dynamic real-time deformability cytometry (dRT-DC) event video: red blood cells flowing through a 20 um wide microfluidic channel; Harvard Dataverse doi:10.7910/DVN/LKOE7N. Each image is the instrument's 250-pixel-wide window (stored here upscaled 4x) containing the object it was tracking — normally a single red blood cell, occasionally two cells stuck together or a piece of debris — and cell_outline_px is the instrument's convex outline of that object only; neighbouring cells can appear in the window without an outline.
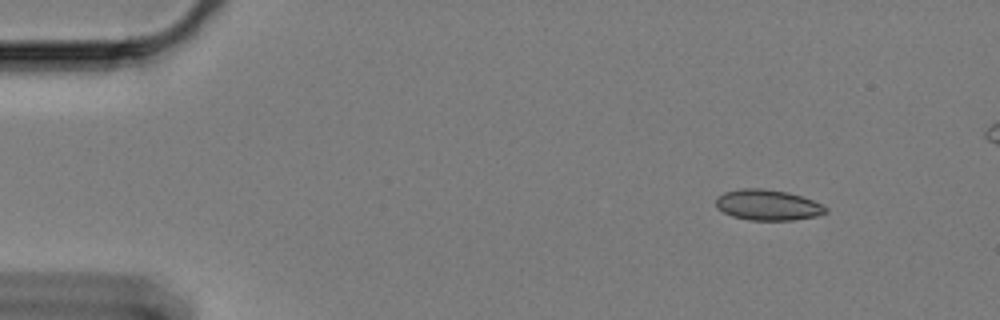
{"species": "Egyptian fruit bat (a non-hibernating species)", "species_latin": "Rousettus aegyptiacus", "temperature_condition": "cold", "stored_images_in_passage": 57, "camera_frame_rate_fps": 3000, "um_per_image_px": 0.085, "animal": {"sex": "female"}, "frame": {"image": 1, "passage_image": 5, "time_ms": 1.333, "image_size_px": [1000, 320], "cell_outline_px": [[828, 212], [816, 216], [792, 220], [748, 220], [732, 216], [716, 208], [716, 196], [724, 192], [740, 188], [764, 188], [788, 192], [812, 200], [828, 208]], "centroid_in_image_um": [65.23, 17.42], "position_along_channel_um": 19.8, "area_um2": 19.71}}
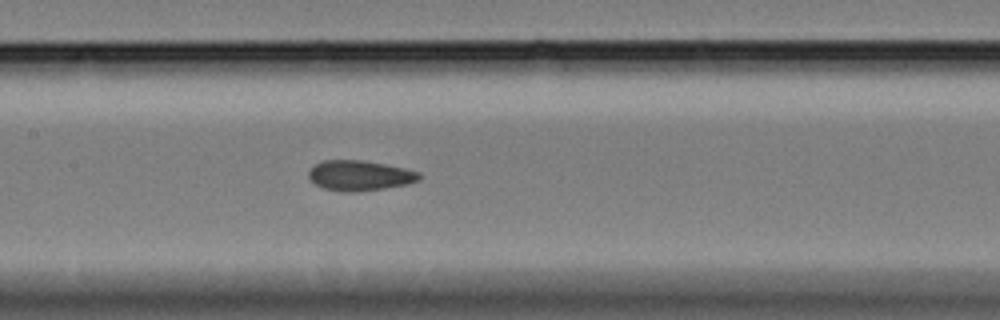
{"frame": {"image": 2, "passage_image": 27, "time_ms": 8.667, "image_size_px": [1000, 320], "cell_outline_px": [[420, 180], [408, 184], [384, 188], [356, 192], [344, 192], [324, 188], [316, 184], [308, 176], [308, 172], [316, 164], [324, 160], [360, 160], [384, 164], [404, 168], [420, 172]], "centroid_in_image_um": [30.59, 14.92], "position_along_channel_um": 176.8, "area_um2": 19.31}}
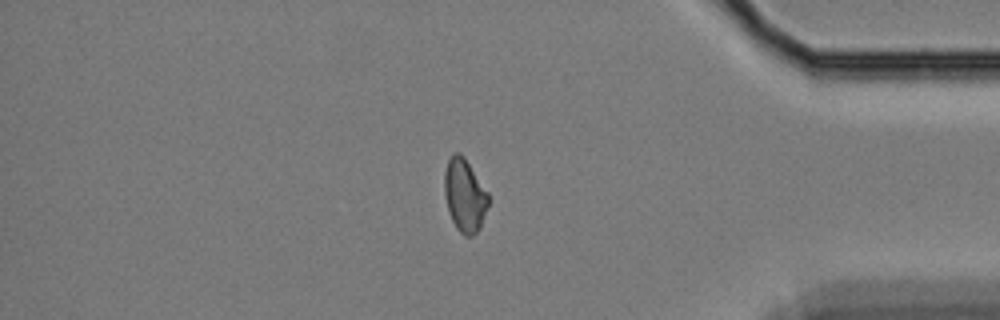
{"frame": {"image": 3, "passage_image": 49, "time_ms": 16.0, "image_size_px": [1000, 320], "cell_outline_px": [[488, 204], [480, 228], [472, 236], [464, 236], [456, 228], [452, 220], [444, 196], [444, 172], [448, 160], [456, 152], [460, 152], [464, 156], [488, 192]], "centroid_in_image_um": [39.49, 16.6], "position_along_channel_um": 395.7, "area_um2": 18.61}}